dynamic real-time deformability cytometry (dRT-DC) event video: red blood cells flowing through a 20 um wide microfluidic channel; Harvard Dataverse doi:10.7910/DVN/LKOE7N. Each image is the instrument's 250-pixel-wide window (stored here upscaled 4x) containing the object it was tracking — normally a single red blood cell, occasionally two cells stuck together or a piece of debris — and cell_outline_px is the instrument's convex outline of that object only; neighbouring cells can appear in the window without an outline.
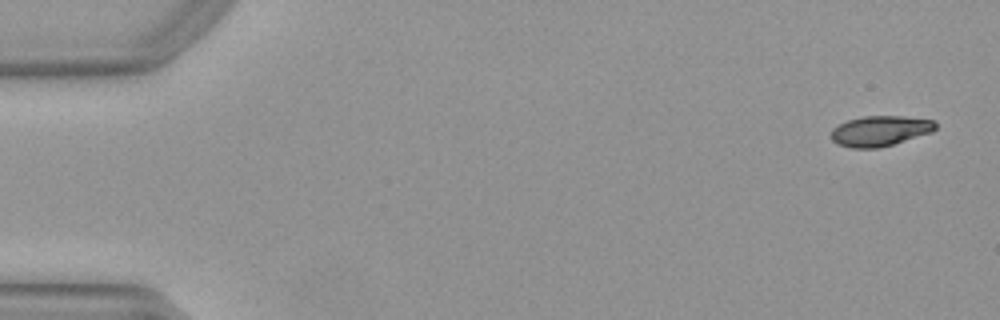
{"species": "Egyptian fruit bat (a non-hibernating species)", "species_latin": "Rousettus aegyptiacus", "temperature_condition": "warm", "stored_images_in_passage": 50, "camera_frame_rate_fps": 3000, "um_per_image_px": 0.085, "animal": {"sex": "female"}, "frame": {"image": 1, "passage_image": 1, "time_ms": 0.0, "image_size_px": [1000, 320], "cell_outline_px": [[936, 128], [932, 132], [880, 148], [852, 148], [836, 144], [832, 140], [832, 128], [848, 120], [864, 116], [904, 116], [936, 120]], "centroid_in_image_um": [74.82, 11.13], "position_along_channel_um": 10.2, "area_um2": 18.5}}
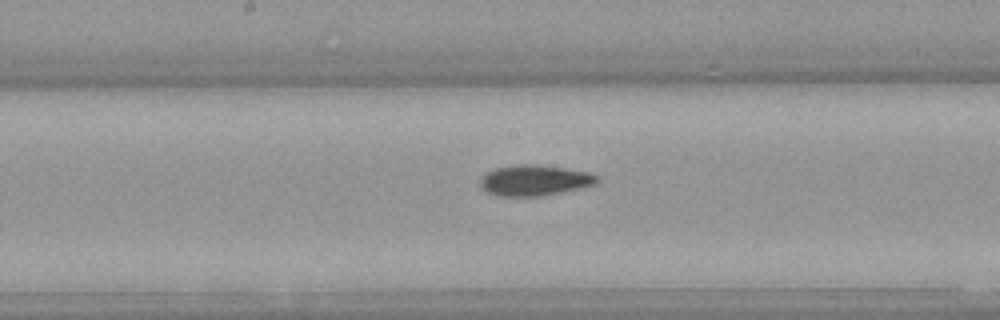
{"frame": {"image": 2, "passage_image": 26, "time_ms": 8.333, "image_size_px": [1000, 320], "cell_outline_px": [[600, 180], [596, 184], [580, 188], [544, 196], [496, 196], [484, 192], [480, 188], [480, 176], [496, 168], [520, 164], [536, 164], [568, 168], [588, 172], [600, 176]], "centroid_in_image_um": [45.43, 15.33], "position_along_channel_um": 202.8, "area_um2": 21.33}}
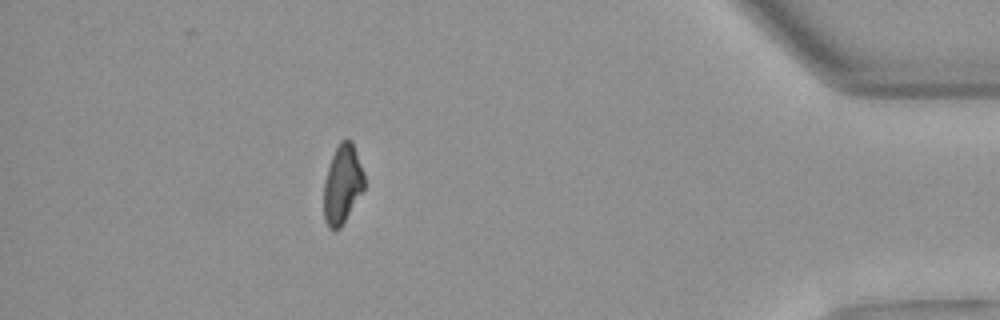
{"frame": {"image": 3, "passage_image": 45, "time_ms": 14.667, "image_size_px": [1000, 320], "cell_outline_px": [[364, 188], [340, 228], [328, 228], [324, 220], [324, 180], [332, 156], [340, 140], [352, 140], [364, 172]], "centroid_in_image_um": [29.1, 15.64], "position_along_channel_um": 406.1, "area_um2": 18.38}, "authors_computed_cell_mechanics": {"area_um2": 19.7676, "velocity_mm_per_s": 3.9755, "shape_relaxation_time_tau1_ms": 6.096, "shape_relaxation_time_tau2_ms": 5.105, "deformation_change_tau1": 0.1756, "deformation_change_tau2": 0.1117}}